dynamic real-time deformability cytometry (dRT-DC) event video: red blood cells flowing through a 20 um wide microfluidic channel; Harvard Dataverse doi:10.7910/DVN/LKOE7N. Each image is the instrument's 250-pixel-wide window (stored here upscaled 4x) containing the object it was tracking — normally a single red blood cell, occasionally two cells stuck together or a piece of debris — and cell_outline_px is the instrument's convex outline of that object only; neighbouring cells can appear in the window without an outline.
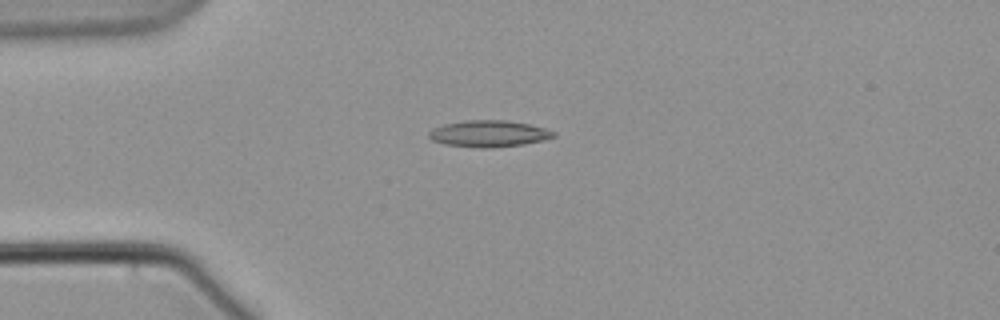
{"species": "common noctule bat (a hibernating species)", "species_latin": "Nyctalus noctula", "temperature_condition": "warm", "stored_images_in_passage": 3, "camera_frame_rate_fps": 3000, "um_per_image_px": 0.085, "animal": {"sex": "male", "body_mass_g": 21.5, "forearm_length_mm": 52.0}, "frame": {"image": 1, "passage_image": 1, "time_ms": 0.0, "image_size_px": [1000, 320], "cell_outline_px": [[556, 136], [544, 140], [524, 144], [492, 148], [480, 148], [444, 144], [432, 140], [428, 136], [428, 132], [432, 128], [444, 124], [464, 120], [508, 120], [528, 124], [544, 128], [556, 132]], "centroid_in_image_um": [41.54, 11.36], "position_along_channel_um": 43.5, "area_um2": 19.42}}
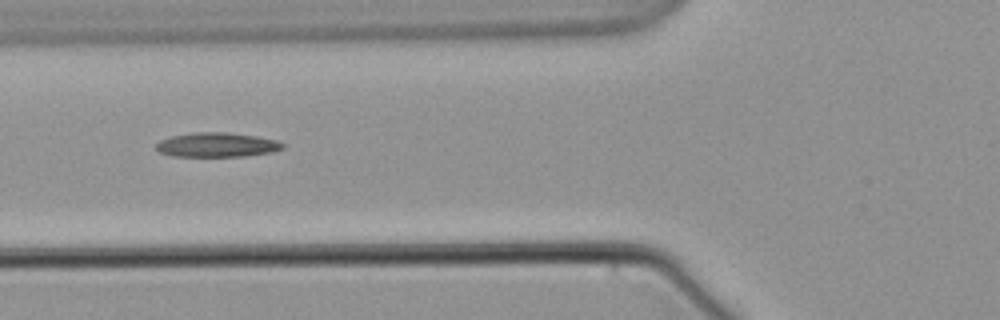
{"frame": {"image": 2, "passage_image": 3, "time_ms": 2.667, "image_size_px": [1000, 320], "cell_outline_px": [[284, 148], [272, 152], [244, 156], [172, 156], [160, 152], [156, 148], [156, 144], [160, 140], [172, 136], [192, 132], [228, 132], [256, 136], [276, 140], [284, 144]], "centroid_in_image_um": [18.44, 12.3], "position_along_channel_um": 107.4, "area_um2": 17.98}}